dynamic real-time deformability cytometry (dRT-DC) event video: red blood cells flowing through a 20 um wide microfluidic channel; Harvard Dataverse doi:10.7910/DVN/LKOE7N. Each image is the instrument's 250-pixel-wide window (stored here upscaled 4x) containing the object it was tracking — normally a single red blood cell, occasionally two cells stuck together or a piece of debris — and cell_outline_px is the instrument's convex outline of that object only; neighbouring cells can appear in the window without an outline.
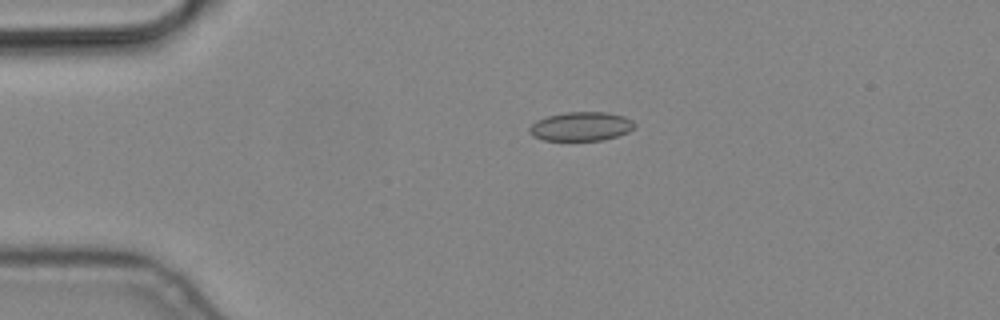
{"species": "common noctule bat (a hibernating species)", "species_latin": "Nyctalus noctula", "temperature_condition": "cold", "stored_images_in_passage": 5, "camera_frame_rate_fps": 3000, "um_per_image_px": 0.085, "animal": {"sex": "male", "body_mass_g": 19.2, "forearm_length_mm": 51.8}, "frame": {"image": 1, "passage_image": 4, "time_ms": 1.0, "image_size_px": [1000, 320], "cell_outline_px": [[636, 128], [628, 132], [604, 140], [544, 140], [532, 136], [528, 132], [528, 128], [536, 120], [548, 116], [564, 112], [608, 112], [624, 116], [632, 120], [636, 124]], "centroid_in_image_um": [49.4, 10.74], "position_along_channel_um": 35.6, "area_um2": 17.92}}